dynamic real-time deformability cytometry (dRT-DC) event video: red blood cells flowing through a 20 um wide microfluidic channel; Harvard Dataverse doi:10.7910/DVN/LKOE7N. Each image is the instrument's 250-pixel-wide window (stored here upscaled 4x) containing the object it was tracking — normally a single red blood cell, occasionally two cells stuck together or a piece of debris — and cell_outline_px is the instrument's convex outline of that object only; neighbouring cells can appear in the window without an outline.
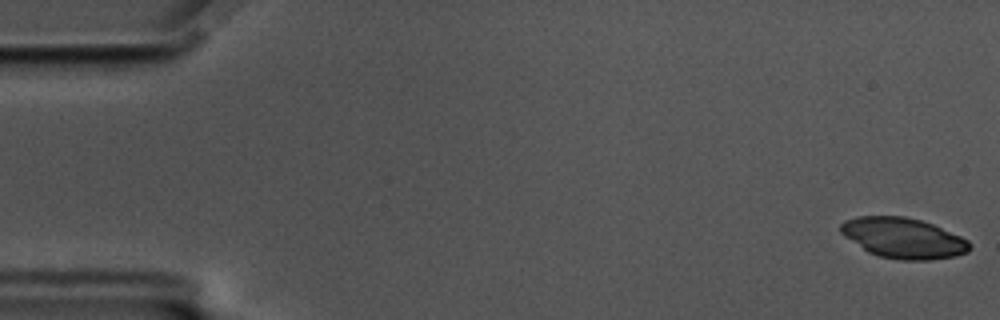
{"species": "common noctule bat (a hibernating species)", "species_latin": "Nyctalus noctula", "temperature_condition": "cold", "stored_images_in_passage": 57, "camera_frame_rate_fps": 3000, "um_per_image_px": 0.085, "animal": {"sex": "male", "body_mass_g": 17.5, "forearm_length_mm": 52.3}, "frame": {"image": 1, "passage_image": 1, "time_ms": 0.0, "image_size_px": [1000, 320], "cell_outline_px": [[968, 252], [956, 256], [928, 260], [900, 260], [880, 256], [868, 252], [844, 236], [840, 232], [840, 224], [844, 220], [860, 216], [904, 216], [920, 220], [932, 224], [960, 236], [968, 240]], "centroid_in_image_um": [76.75, 20.23], "position_along_channel_um": 8.3, "area_um2": 30.17}}